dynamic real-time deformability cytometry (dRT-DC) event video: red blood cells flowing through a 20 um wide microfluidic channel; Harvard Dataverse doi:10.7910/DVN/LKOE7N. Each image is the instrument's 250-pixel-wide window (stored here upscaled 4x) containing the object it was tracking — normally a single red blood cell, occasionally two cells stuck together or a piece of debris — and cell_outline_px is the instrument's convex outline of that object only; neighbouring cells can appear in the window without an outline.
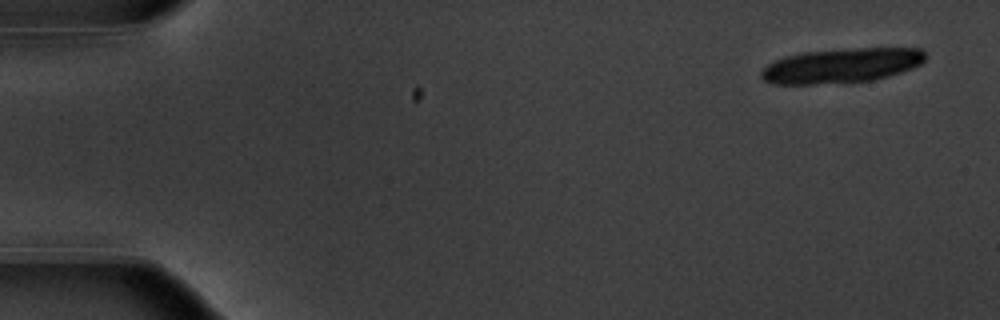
{"species": "common noctule bat (a hibernating species)", "species_latin": "Nyctalus noctula", "temperature_condition": "warm", "stored_images_in_passage": 20, "camera_frame_rate_fps": 3000, "um_per_image_px": 0.085, "animal": {"sex": "male", "body_mass_g": 20.1, "forearm_length_mm": 53.5}, "frame": {"image": 1, "passage_image": 3, "time_ms": 0.667, "image_size_px": [1000, 320], "cell_outline_px": [[924, 60], [920, 64], [912, 68], [888, 76], [872, 80], [812, 84], [772, 84], [764, 80], [760, 76], [760, 72], [768, 64], [784, 56], [804, 52], [860, 48], [920, 48], [924, 52]], "centroid_in_image_um": [71.5, 5.57], "position_along_channel_um": 13.5, "area_um2": 32.77}}